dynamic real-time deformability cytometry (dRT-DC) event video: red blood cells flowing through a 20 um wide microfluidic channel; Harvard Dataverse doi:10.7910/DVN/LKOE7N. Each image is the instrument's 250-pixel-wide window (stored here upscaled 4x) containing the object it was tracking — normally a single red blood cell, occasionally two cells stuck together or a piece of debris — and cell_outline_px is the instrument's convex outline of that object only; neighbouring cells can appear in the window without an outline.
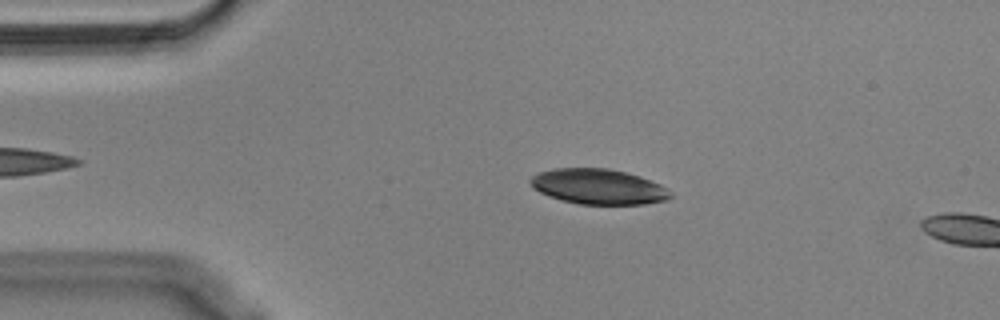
{"species": "Egyptian fruit bat (a non-hibernating species)", "species_latin": "Rousettus aegyptiacus", "temperature_condition": "cold", "stored_images_in_passage": 13, "camera_frame_rate_fps": 3000, "um_per_image_px": 0.085, "animal": {"sex": "male"}, "frame": {"image": 1, "passage_image": 10, "time_ms": 3.0, "image_size_px": [1000, 320], "cell_outline_px": [[672, 196], [668, 200], [644, 204], [580, 204], [560, 200], [548, 196], [532, 188], [528, 180], [532, 176], [540, 172], [552, 168], [608, 168], [628, 172], [640, 176], [660, 184], [668, 188], [672, 192]], "centroid_in_image_um": [50.87, 15.86], "position_along_channel_um": 34.1, "area_um2": 29.13}}